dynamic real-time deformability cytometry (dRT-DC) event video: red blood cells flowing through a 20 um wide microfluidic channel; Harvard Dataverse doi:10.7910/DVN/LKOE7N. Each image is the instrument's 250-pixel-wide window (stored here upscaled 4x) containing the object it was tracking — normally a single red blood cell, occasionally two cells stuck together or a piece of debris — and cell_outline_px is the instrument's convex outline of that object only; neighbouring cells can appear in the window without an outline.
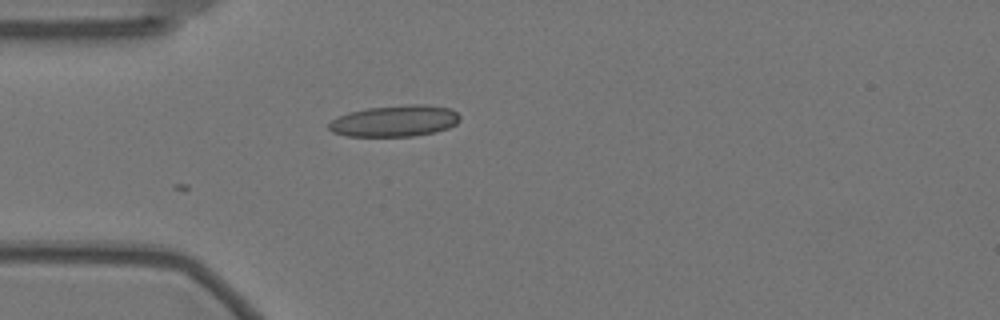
{"species": "Egyptian fruit bat (a non-hibernating species)", "species_latin": "Rousettus aegyptiacus", "temperature_condition": "warm", "stored_images_in_passage": 3, "camera_frame_rate_fps": 3000, "um_per_image_px": 0.085, "animal": {"sex": "female"}, "frame": {"image": 1, "passage_image": 1, "time_ms": 0.0, "image_size_px": [1000, 320], "cell_outline_px": [[460, 120], [456, 124], [448, 128], [436, 132], [412, 136], [348, 136], [332, 132], [328, 128], [328, 124], [332, 120], [348, 112], [368, 108], [412, 104], [428, 104], [448, 108], [456, 112], [460, 116]], "centroid_in_image_um": [33.57, 10.28], "position_along_channel_um": 51.4, "area_um2": 23.93}}